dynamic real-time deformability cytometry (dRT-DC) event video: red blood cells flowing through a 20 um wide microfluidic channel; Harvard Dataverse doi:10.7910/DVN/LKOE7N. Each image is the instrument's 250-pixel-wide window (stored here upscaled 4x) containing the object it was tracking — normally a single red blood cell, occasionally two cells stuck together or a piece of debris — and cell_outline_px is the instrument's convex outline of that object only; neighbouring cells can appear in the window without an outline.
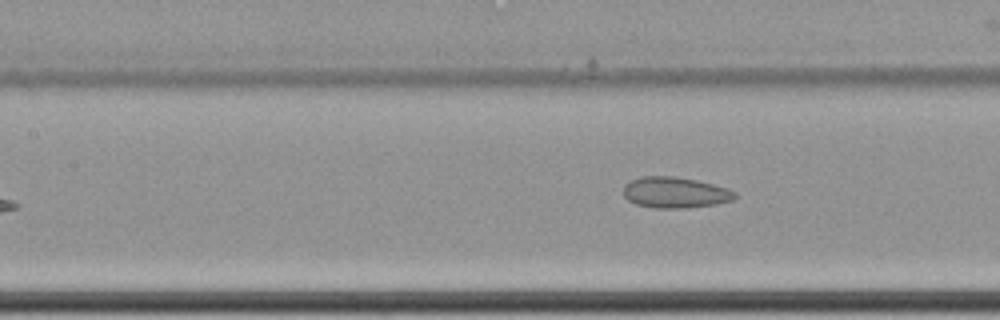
{"species": "common noctule bat (a hibernating species)", "species_latin": "Nyctalus noctula", "temperature_condition": "cold", "stored_images_in_passage": 15, "camera_frame_rate_fps": 3000, "um_per_image_px": 0.085, "animal": {"sex": "female", "body_mass_g": 22.7, "forearm_length_mm": 54.2}, "frame": {"image": 1, "passage_image": 11, "time_ms": 3.333, "image_size_px": [1000, 320], "cell_outline_px": [[736, 196], [732, 200], [716, 204], [684, 208], [656, 208], [636, 204], [628, 200], [624, 196], [624, 184], [640, 176], [676, 176], [696, 180], [728, 188], [736, 192]], "centroid_in_image_um": [57.37, 16.36], "position_along_channel_um": 150.0, "area_um2": 20.11}}
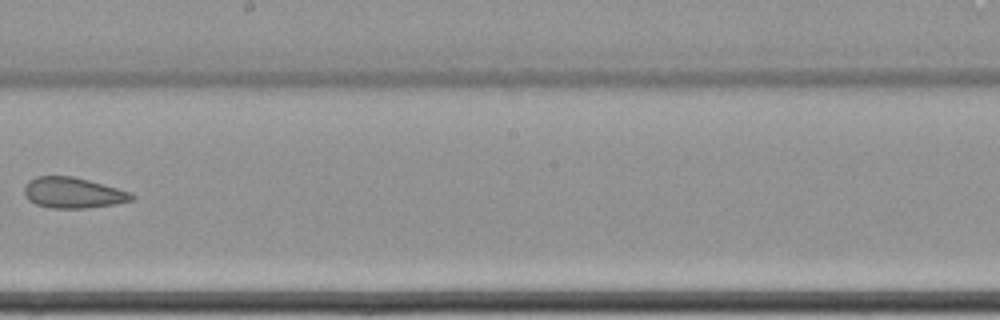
{"frame": {"image": 2, "passage_image": 13, "time_ms": 4.0, "image_size_px": [1000, 320], "cell_outline_px": [[136, 196], [132, 200], [116, 204], [88, 208], [52, 208], [36, 204], [28, 200], [24, 196], [24, 188], [28, 180], [36, 176], [72, 176], [88, 180], [132, 192]], "centroid_in_image_um": [6.2, 16.39], "position_along_channel_um": 242.0, "area_um2": 19.36}}
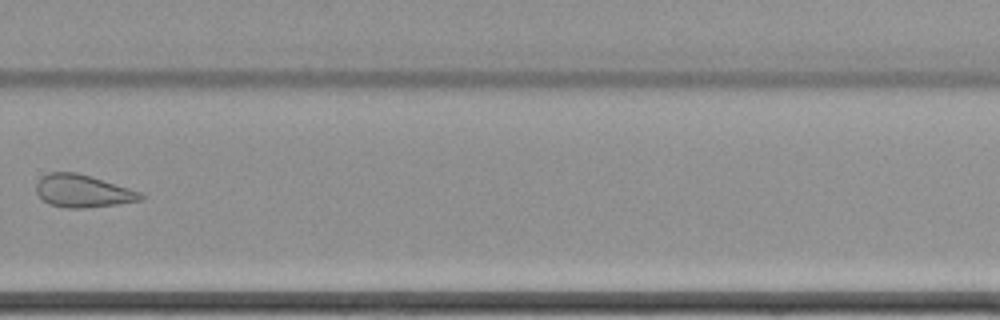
{"frame": {"image": 3, "passage_image": 15, "time_ms": 4.667, "image_size_px": [1000, 320], "cell_outline_px": [[144, 196], [140, 200], [116, 204], [88, 208], [68, 208], [48, 204], [36, 192], [36, 184], [40, 176], [48, 172], [76, 172], [92, 176], [140, 192]], "centroid_in_image_um": [6.99, 16.23], "position_along_channel_um": 322.8, "area_um2": 19.83}}